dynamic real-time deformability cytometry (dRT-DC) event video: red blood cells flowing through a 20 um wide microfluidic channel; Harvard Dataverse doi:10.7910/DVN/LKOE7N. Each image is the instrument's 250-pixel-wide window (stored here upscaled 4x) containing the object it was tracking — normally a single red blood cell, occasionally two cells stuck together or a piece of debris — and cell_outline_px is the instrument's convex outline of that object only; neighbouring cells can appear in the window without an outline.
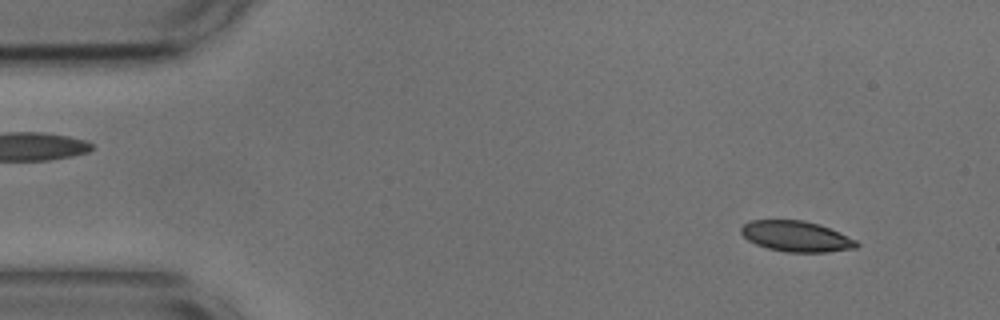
{"species": "common noctule bat (a hibernating species)", "species_latin": "Nyctalus noctula", "temperature_condition": "cold", "stored_images_in_passage": 54, "segment_of_instrument_passage": [1, 2], "camera_frame_rate_fps": 3000, "um_per_image_px": 0.085, "animal": {"sex": "male", "body_mass_g": 17.9, "forearm_length_mm": 54.2}, "frame": {"image": 1, "passage_image": 4, "time_ms": 1.0, "image_size_px": [1000, 320], "cell_outline_px": [[860, 244], [856, 248], [828, 252], [784, 252], [768, 248], [756, 244], [748, 240], [740, 232], [740, 228], [748, 220], [804, 220], [820, 224], [840, 232], [856, 240]], "centroid_in_image_um": [67.69, 20.08], "position_along_channel_um": 17.3, "area_um2": 20.81}}
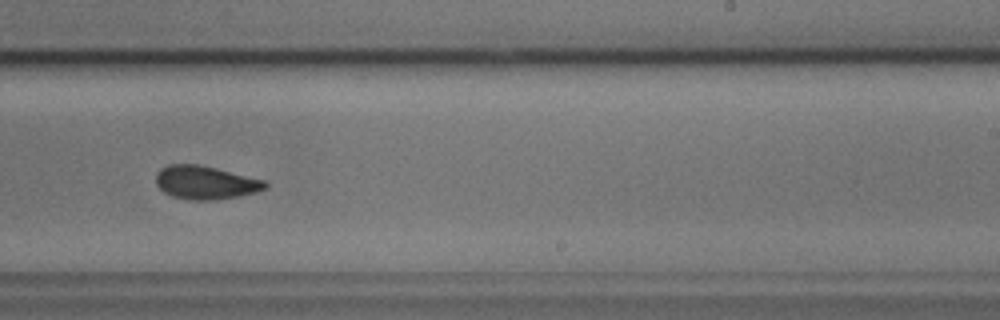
{"frame": {"image": 2, "passage_image": 32, "time_ms": 10.333, "image_size_px": [1000, 320], "cell_outline_px": [[268, 188], [256, 192], [240, 196], [212, 200], [192, 200], [172, 196], [164, 192], [156, 184], [156, 172], [160, 168], [168, 164], [196, 164], [216, 168], [268, 180]], "centroid_in_image_um": [17.5, 15.51], "position_along_channel_um": 271.5, "area_um2": 21.5}}
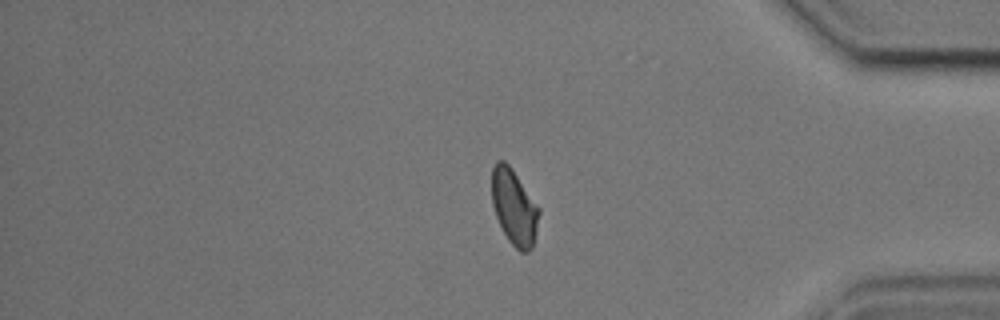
{"frame": {"image": 3, "passage_image": 44, "time_ms": 14.333, "image_size_px": [1000, 320], "cell_outline_px": [[540, 212], [532, 248], [528, 252], [520, 252], [508, 240], [496, 216], [492, 204], [492, 168], [496, 160], [504, 160], [512, 168], [540, 208]], "centroid_in_image_um": [43.7, 17.58], "position_along_channel_um": 391.5, "area_um2": 20.75}}